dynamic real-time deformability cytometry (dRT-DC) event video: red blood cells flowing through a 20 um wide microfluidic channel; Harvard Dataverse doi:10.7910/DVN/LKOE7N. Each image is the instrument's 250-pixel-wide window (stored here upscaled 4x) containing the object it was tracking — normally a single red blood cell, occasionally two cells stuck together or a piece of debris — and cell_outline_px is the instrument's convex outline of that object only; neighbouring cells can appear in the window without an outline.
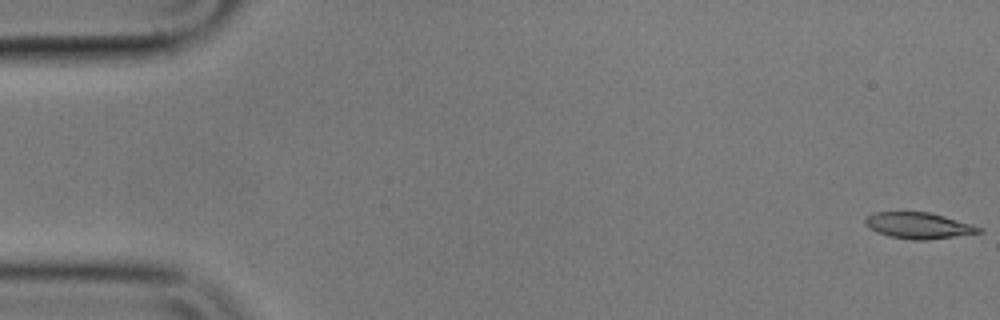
{"species": "common noctule bat (a hibernating species)", "species_latin": "Nyctalus noctula", "temperature_condition": "cold", "stored_images_in_passage": 16, "camera_frame_rate_fps": 3000, "um_per_image_px": 0.085, "animal": {"sex": "male", "body_mass_g": 17.9}, "frame": {"image": 1, "passage_image": 1, "time_ms": 0.0, "image_size_px": [1000, 320], "cell_outline_px": [[984, 232], [928, 240], [912, 240], [888, 236], [876, 232], [868, 228], [864, 224], [864, 220], [872, 212], [932, 212], [980, 228]], "centroid_in_image_um": [78.0, 19.17], "position_along_channel_um": 7.0, "area_um2": 17.28}}